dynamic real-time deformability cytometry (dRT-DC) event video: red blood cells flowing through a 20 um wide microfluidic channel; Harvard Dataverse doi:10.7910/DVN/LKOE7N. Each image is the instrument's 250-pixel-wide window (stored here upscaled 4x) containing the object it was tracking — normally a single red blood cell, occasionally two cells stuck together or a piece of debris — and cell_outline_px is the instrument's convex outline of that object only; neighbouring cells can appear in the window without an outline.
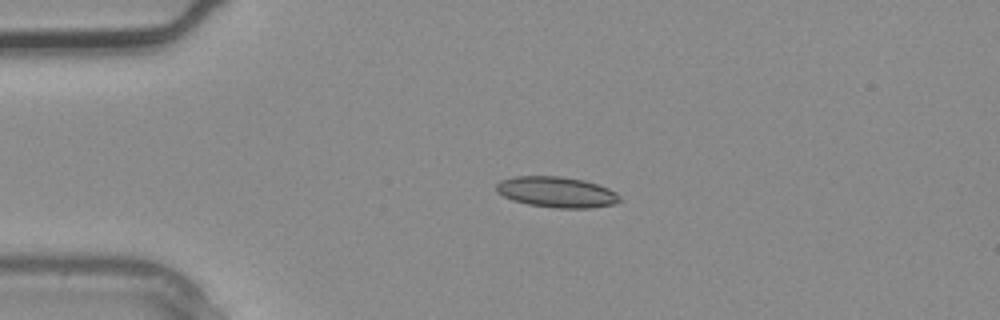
{"species": "common noctule bat (a hibernating species)", "species_latin": "Nyctalus noctula", "temperature_condition": "warm", "stored_images_in_passage": 2, "camera_frame_rate_fps": 3000, "um_per_image_px": 0.085, "animal": {"sex": "male", "body_mass_g": 20.4}, "frame": {"image": 1, "passage_image": 2, "time_ms": 0.333, "image_size_px": [1000, 320], "cell_outline_px": [[620, 200], [616, 204], [592, 208], [556, 208], [528, 204], [512, 200], [496, 192], [496, 184], [500, 180], [512, 176], [560, 176], [584, 180], [608, 188], [616, 192], [620, 196]], "centroid_in_image_um": [47.3, 16.32], "position_along_channel_um": 37.7, "area_um2": 22.25}}